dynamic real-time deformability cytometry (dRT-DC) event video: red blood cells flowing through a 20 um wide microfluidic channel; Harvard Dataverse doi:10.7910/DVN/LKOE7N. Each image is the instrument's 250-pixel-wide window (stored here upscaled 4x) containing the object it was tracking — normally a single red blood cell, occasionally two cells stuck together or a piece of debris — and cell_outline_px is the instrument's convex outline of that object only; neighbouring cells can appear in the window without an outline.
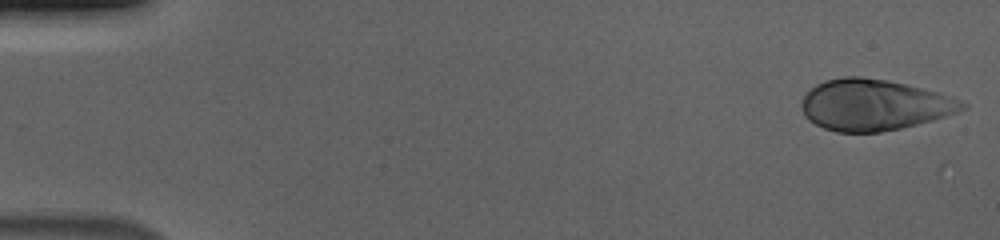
{"species": "human", "species_latin": "Homo sapiens", "temperature_condition": "cold", "stored_images_in_passage": 54, "camera_frame_rate_fps": 3000, "um_per_image_px": 0.085, "donor": {"sex": "male"}, "frame": {"image": 1, "passage_image": 1, "time_ms": 0.0, "image_size_px": [1000, 240], "cell_outline_px": [[968, 108], [932, 120], [900, 128], [880, 132], [836, 132], [824, 128], [808, 120], [804, 116], [800, 104], [804, 96], [816, 84], [824, 80], [844, 76], [860, 76], [888, 80], [936, 92], [960, 100], [968, 104]], "centroid_in_image_um": [74.25, 8.91], "position_along_channel_um": 10.7, "area_um2": 47.63}}
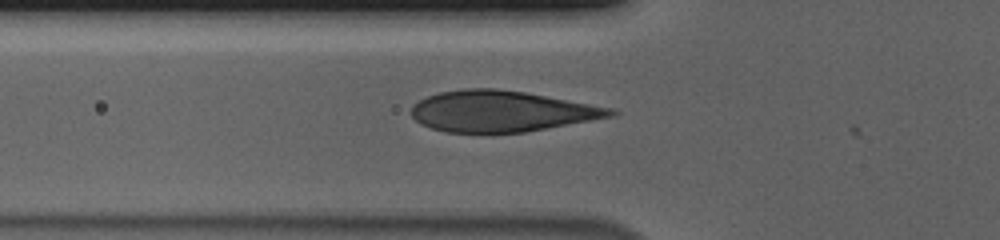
{"frame": {"image": 2, "passage_image": 19, "time_ms": 6.0, "image_size_px": [1000, 240], "cell_outline_px": [[620, 112], [616, 116], [524, 132], [448, 132], [432, 128], [420, 124], [408, 112], [412, 104], [428, 96], [440, 92], [464, 88], [496, 88], [524, 92], [616, 108]], "centroid_in_image_um": [42.65, 9.45], "position_along_channel_um": 83.2, "area_um2": 47.74}}
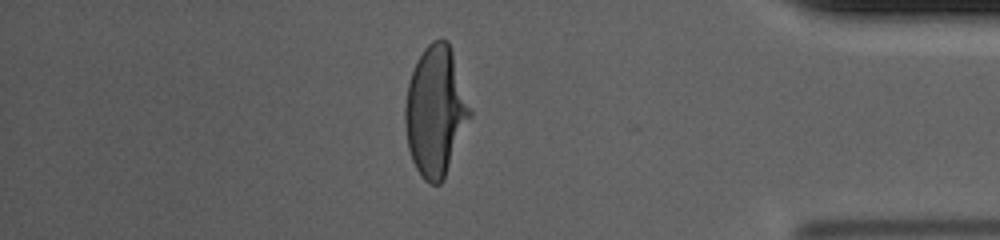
{"frame": {"image": 3, "passage_image": 47, "time_ms": 15.333, "image_size_px": [1000, 240], "cell_outline_px": [[472, 116], [444, 180], [440, 184], [432, 184], [424, 180], [416, 168], [412, 160], [408, 148], [404, 124], [404, 108], [408, 84], [416, 60], [424, 48], [432, 40], [448, 40], [472, 108]], "centroid_in_image_um": [37.03, 9.47], "position_along_channel_um": 398.2, "area_um2": 49.48}}